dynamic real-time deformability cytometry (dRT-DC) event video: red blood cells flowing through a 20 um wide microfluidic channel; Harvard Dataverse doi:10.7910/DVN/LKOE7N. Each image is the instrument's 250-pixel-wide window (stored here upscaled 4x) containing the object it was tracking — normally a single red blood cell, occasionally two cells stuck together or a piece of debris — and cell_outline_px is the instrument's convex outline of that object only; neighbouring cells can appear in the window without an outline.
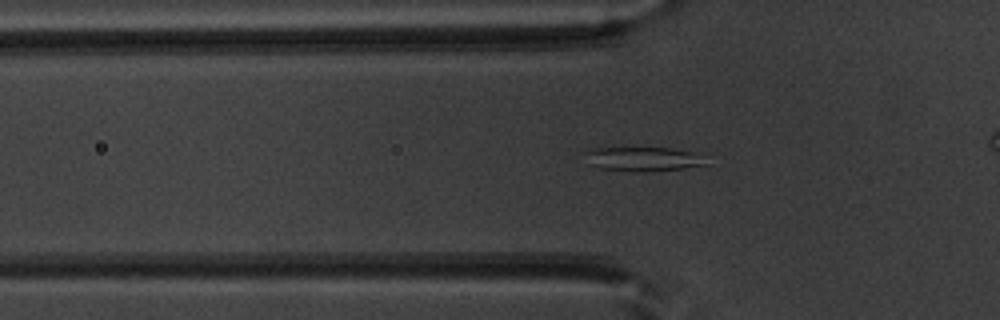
{"species": "common noctule bat (a hibernating species)", "species_latin": "Nyctalus noctula", "temperature_condition": "warm", "stored_images_in_passage": 52, "camera_frame_rate_fps": 3000, "um_per_image_px": 0.085, "animal": {"sex": "male", "body_mass_g": 20.1, "forearm_length_mm": 53.5}, "frame": {"image": 1, "passage_image": 17, "time_ms": 5.333, "image_size_px": [1000, 320], "cell_outline_px": [[708, 164], [684, 168], [652, 172], [632, 172], [600, 168], [588, 164], [584, 152], [588, 148], [672, 148], [692, 152]], "centroid_in_image_um": [54.56, 13.53], "position_along_channel_um": 71.2, "area_um2": 17.11}}
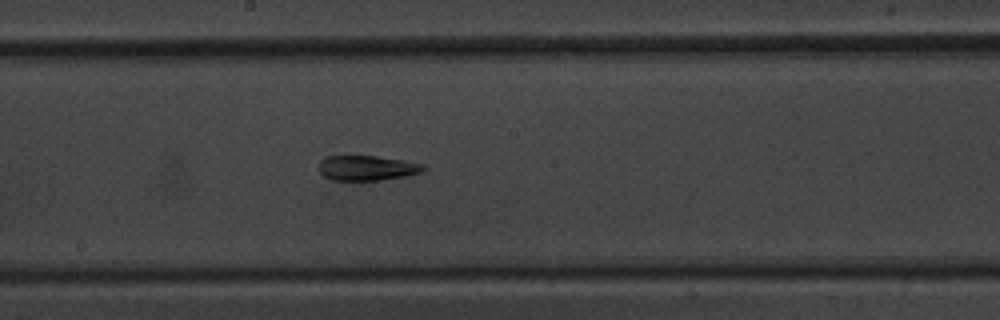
{"frame": {"image": 2, "passage_image": 28, "time_ms": 9.0, "image_size_px": [1000, 320], "cell_outline_px": [[428, 168], [420, 172], [400, 176], [376, 180], [332, 180], [324, 176], [320, 172], [320, 160], [324, 156], [376, 156], [424, 164]], "centroid_in_image_um": [31.15, 14.27], "position_along_channel_um": 217.0, "area_um2": 14.91}}
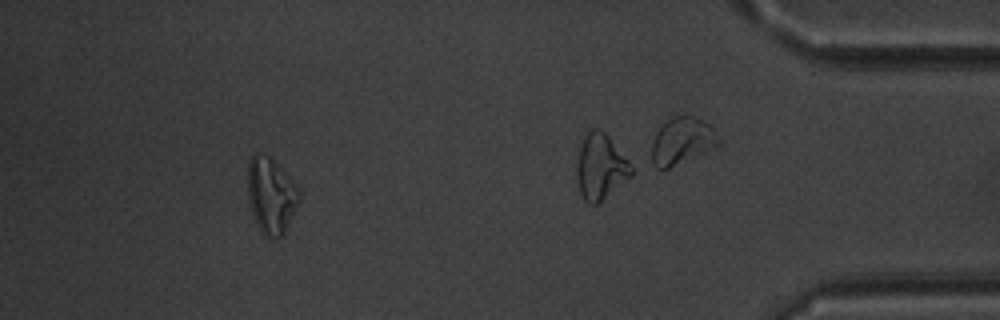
{"frame": {"image": 3, "passage_image": 47, "time_ms": 15.333, "image_size_px": [1000, 320], "cell_outline_px": [[300, 200], [284, 236], [280, 240], [268, 240], [260, 232], [256, 224], [248, 200], [248, 160], [256, 152], [268, 156], [296, 184], [300, 192]], "centroid_in_image_um": [23.04, 16.71], "position_along_channel_um": 412.2, "area_um2": 23.18}, "authors_computed_cell_mechanics": {"area_um2": 18.6116, "velocity_mm_per_s": 3.9694, "shape_relaxation_time_tau1_ms": null, "shape_relaxation_time_tau2_ms": 4.0947, "deformation_change_tau1": null, "deformation_change_tau2": 0.1518}}